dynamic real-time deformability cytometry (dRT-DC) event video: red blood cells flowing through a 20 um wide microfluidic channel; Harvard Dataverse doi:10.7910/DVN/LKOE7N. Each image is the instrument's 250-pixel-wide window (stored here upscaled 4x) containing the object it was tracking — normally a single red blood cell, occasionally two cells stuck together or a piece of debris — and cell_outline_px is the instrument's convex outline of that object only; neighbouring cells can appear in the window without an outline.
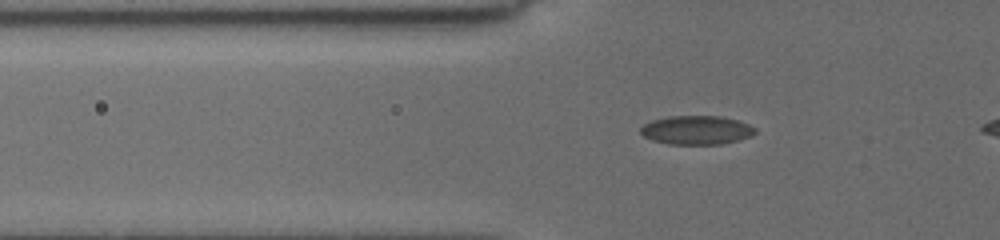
{"species": "common noctule bat (a hibernating species)", "species_latin": "Nyctalus noctula", "temperature_condition": "cold", "stored_images_in_passage": 80, "camera_frame_rate_fps": 3000, "um_per_image_px": 0.085, "animal": {"sex": "female", "body_mass_g": 19.5, "forearm_length_mm": 54.1}, "frame": {"image": 1, "passage_image": 30, "time_ms": 6.333, "image_size_px": [1000, 240], "cell_outline_px": [[756, 132], [752, 136], [720, 144], [668, 144], [652, 140], [644, 136], [640, 132], [640, 128], [644, 124], [652, 120], [672, 116], [716, 116], [736, 120], [748, 124], [756, 128]], "centroid_in_image_um": [59.19, 11.06], "position_along_channel_um": 66.6, "area_um2": 19.07}}
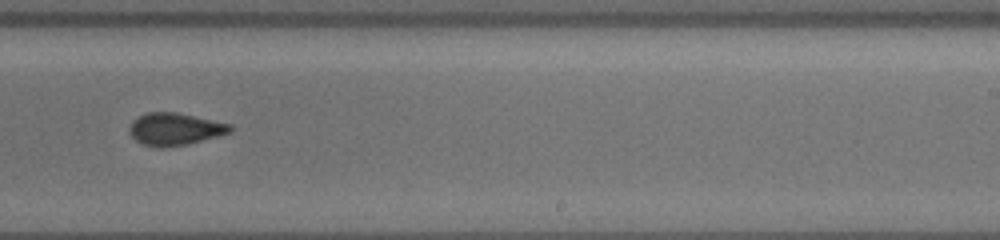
{"frame": {"image": 2, "passage_image": 55, "time_ms": 12.0, "image_size_px": [1000, 240], "cell_outline_px": [[232, 132], [220, 136], [188, 144], [164, 148], [160, 148], [144, 144], [136, 140], [132, 136], [132, 120], [148, 112], [176, 112], [232, 124]], "centroid_in_image_um": [14.94, 10.98], "position_along_channel_um": 274.1, "area_um2": 18.84}}
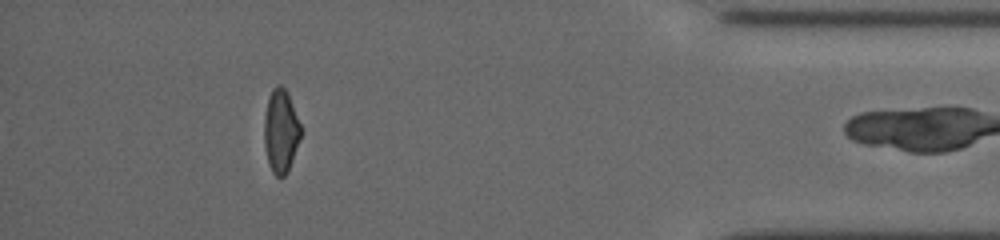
{"frame": {"image": 3, "passage_image": 78, "time_ms": 16.667, "image_size_px": [1000, 240], "cell_outline_px": [[300, 136], [288, 172], [284, 176], [276, 176], [272, 172], [268, 164], [264, 144], [264, 116], [268, 96], [272, 88], [276, 84], [280, 84], [288, 92], [300, 124]], "centroid_in_image_um": [23.84, 11.11], "position_along_channel_um": 411.4, "area_um2": 17.8}}